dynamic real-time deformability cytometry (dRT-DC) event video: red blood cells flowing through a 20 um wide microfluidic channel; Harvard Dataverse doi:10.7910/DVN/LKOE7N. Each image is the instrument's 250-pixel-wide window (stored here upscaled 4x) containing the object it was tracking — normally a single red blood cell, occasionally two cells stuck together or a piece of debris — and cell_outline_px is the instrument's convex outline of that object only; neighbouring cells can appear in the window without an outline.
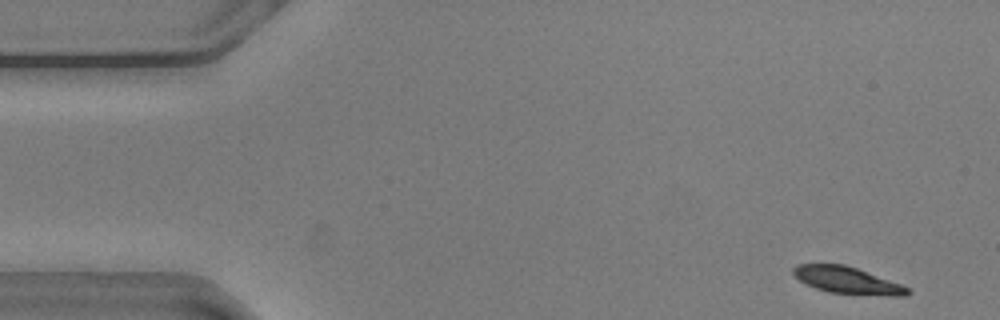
{"species": "common noctule bat (a hibernating species)", "species_latin": "Nyctalus noctula", "temperature_condition": "warm", "stored_images_in_passage": 54, "camera_frame_rate_fps": 3000, "um_per_image_px": 0.085, "animal": {"sex": "male", "body_mass_g": 20.5, "forearm_length_mm": 52.5}, "frame": {"image": 1, "passage_image": 1, "time_ms": 0.0, "image_size_px": [1000, 320], "cell_outline_px": [[912, 292], [908, 296], [888, 296], [828, 292], [816, 288], [800, 280], [792, 272], [792, 268], [796, 264], [844, 264], [856, 268], [900, 284], [908, 288]], "centroid_in_image_um": [72.03, 23.83], "position_along_channel_um": 13.0, "area_um2": 17.69}}
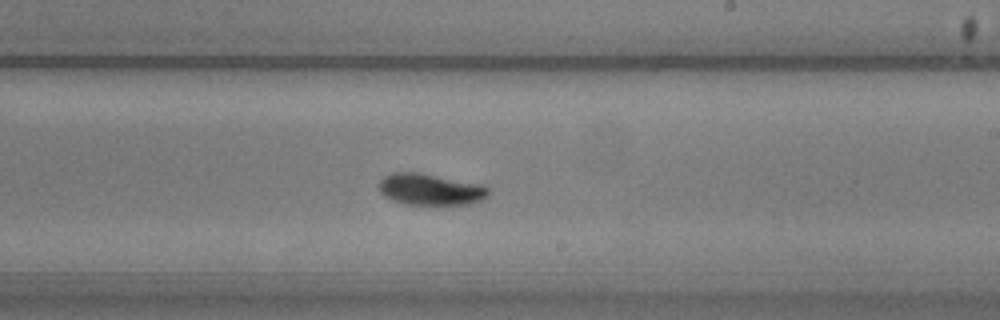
{"frame": {"image": 2, "passage_image": 30, "time_ms": 9.667, "image_size_px": [1000, 320], "cell_outline_px": [[492, 192], [484, 200], [468, 204], [404, 204], [392, 200], [384, 196], [380, 192], [376, 184], [384, 176], [392, 172], [420, 172], [484, 184], [492, 188]], "centroid_in_image_um": [36.63, 16.08], "position_along_channel_um": 252.4, "area_um2": 20.69}}
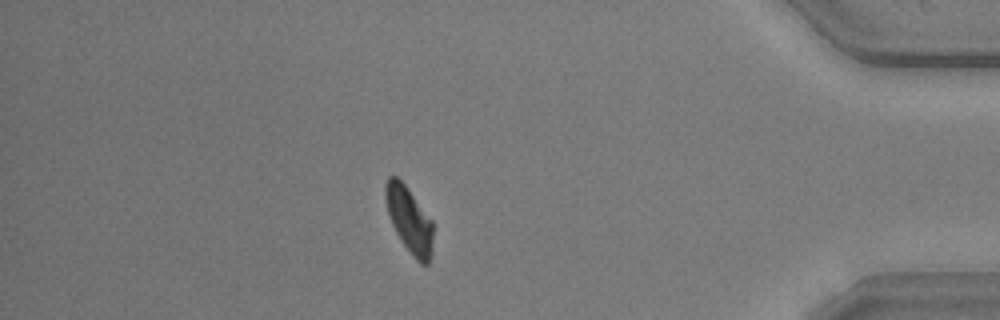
{"frame": {"image": 3, "passage_image": 46, "time_ms": 15.0, "image_size_px": [1000, 320], "cell_outline_px": [[432, 252], [428, 264], [420, 264], [416, 260], [400, 240], [388, 216], [384, 196], [384, 184], [388, 176], [396, 176], [404, 184], [432, 220]], "centroid_in_image_um": [34.75, 18.68], "position_along_channel_um": 400.4, "area_um2": 18.26}, "authors_computed_cell_mechanics": {"area_um2": 19.0162, "velocity_mm_per_s": 3.5808, "shape_relaxation_time_tau1_ms": 3.1711, "shape_relaxation_time_tau2_ms": 2.628, "deformation_change_tau1": 0.1313, "deformation_change_tau2": 0.0512}}